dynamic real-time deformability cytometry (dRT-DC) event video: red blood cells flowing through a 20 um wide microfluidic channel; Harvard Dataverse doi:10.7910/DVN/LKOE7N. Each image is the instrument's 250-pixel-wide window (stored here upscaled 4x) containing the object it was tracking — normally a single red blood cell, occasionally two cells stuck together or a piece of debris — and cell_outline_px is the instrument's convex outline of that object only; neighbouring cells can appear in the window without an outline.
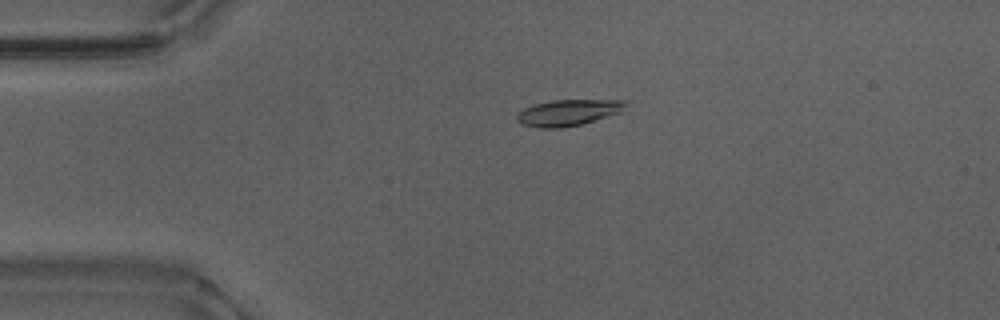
{"species": "Egyptian fruit bat (a non-hibernating species)", "species_latin": "Rousettus aegyptiacus", "temperature_condition": "warm", "stored_images_in_passage": 53, "camera_frame_rate_fps": 3000, "um_per_image_px": 0.085, "animal": {"sex": "male"}, "frame": {"image": 1, "passage_image": 12, "time_ms": 3.667, "image_size_px": [1000, 320], "cell_outline_px": [[628, 104], [620, 112], [580, 124], [560, 128], [540, 128], [524, 124], [516, 120], [516, 116], [524, 108], [536, 104], [552, 100], [628, 100]], "centroid_in_image_um": [48.31, 9.56], "position_along_channel_um": 36.7, "area_um2": 16.3}}
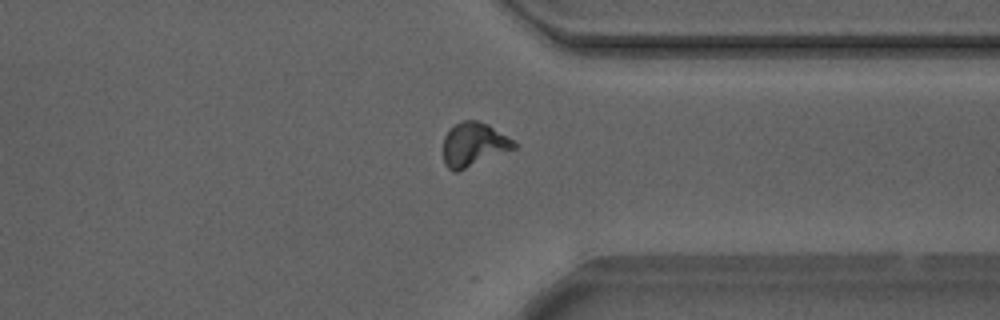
{"frame": {"image": 2, "passage_image": 41, "time_ms": 13.333, "image_size_px": [1000, 320], "cell_outline_px": [[516, 148], [456, 172], [452, 172], [444, 164], [444, 136], [448, 128], [460, 120], [476, 120], [488, 124], [512, 140], [516, 144]], "centroid_in_image_um": [40.22, 12.27], "position_along_channel_um": 371.2, "area_um2": 18.03}}
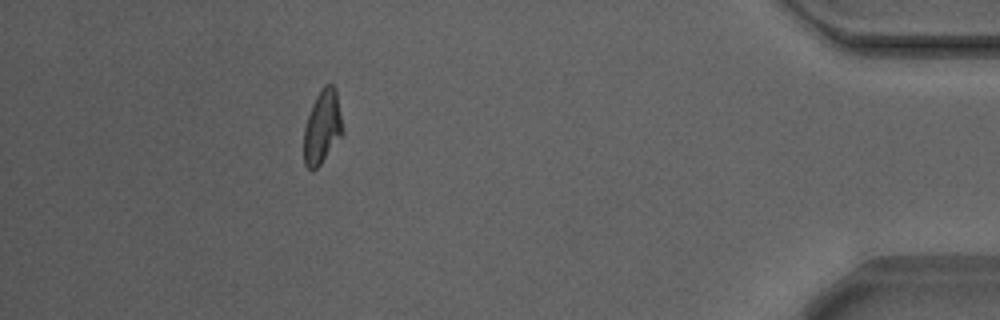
{"frame": {"image": 3, "passage_image": 48, "time_ms": 15.667, "image_size_px": [1000, 320], "cell_outline_px": [[344, 132], [320, 164], [312, 172], [304, 164], [304, 128], [312, 104], [320, 88], [324, 84], [332, 84], [336, 88], [344, 128]], "centroid_in_image_um": [27.41, 10.76], "position_along_channel_um": 407.8, "area_um2": 16.76}, "authors_computed_cell_mechanics": {"area_um2": 16.8776, "velocity_mm_per_s": 3.8675, "shape_relaxation_time_tau1_ms": 4.9212, "shape_relaxation_time_tau2_ms": 2.1689, "deformation_change_tau1": 0.21, "deformation_change_tau2": 0.0631}}